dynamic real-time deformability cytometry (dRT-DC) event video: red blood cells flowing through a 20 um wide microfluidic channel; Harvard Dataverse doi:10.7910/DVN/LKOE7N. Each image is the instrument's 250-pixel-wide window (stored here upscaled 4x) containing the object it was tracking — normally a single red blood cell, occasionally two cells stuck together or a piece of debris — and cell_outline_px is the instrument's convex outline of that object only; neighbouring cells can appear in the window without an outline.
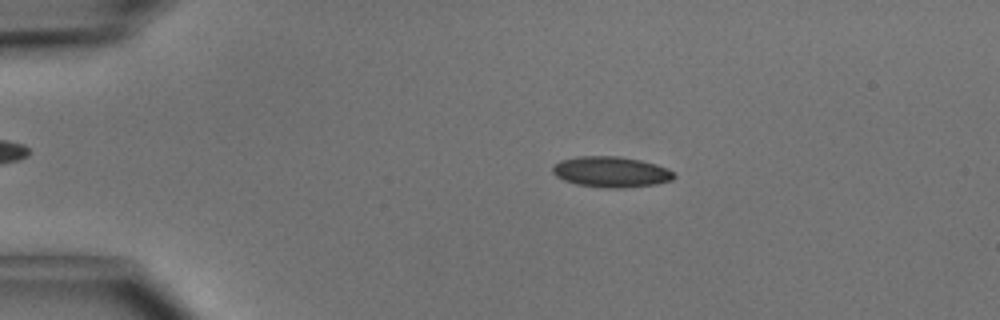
{"species": "common noctule bat (a hibernating species)", "species_latin": "Nyctalus noctula", "temperature_condition": "cold", "stored_images_in_passage": 49, "camera_frame_rate_fps": 3000, "um_per_image_px": 0.085, "animal": {"sex": "male", "body_mass_g": 15.6}, "frame": {"image": 1, "passage_image": 10, "time_ms": 3.0, "image_size_px": [1000, 320], "cell_outline_px": [[676, 176], [672, 180], [656, 184], [624, 188], [604, 188], [576, 184], [564, 180], [556, 176], [552, 172], [552, 168], [560, 160], [580, 156], [620, 156], [640, 160], [656, 164], [668, 168]], "centroid_in_image_um": [51.95, 14.61], "position_along_channel_um": 33.1, "area_um2": 21.79}}
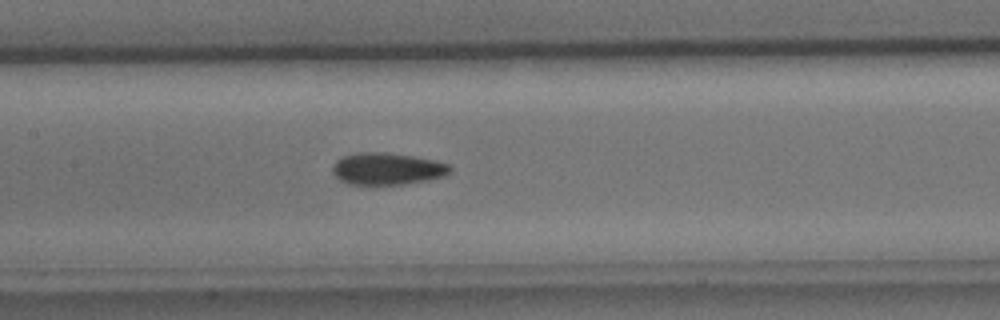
{"frame": {"image": 2, "passage_image": 24, "time_ms": 7.667, "image_size_px": [1000, 320], "cell_outline_px": [[452, 168], [444, 176], [428, 180], [404, 184], [348, 184], [340, 180], [332, 172], [332, 164], [336, 160], [344, 156], [360, 152], [384, 152], [412, 156], [436, 160], [448, 164]], "centroid_in_image_um": [32.89, 14.34], "position_along_channel_um": 174.5, "area_um2": 21.85}}
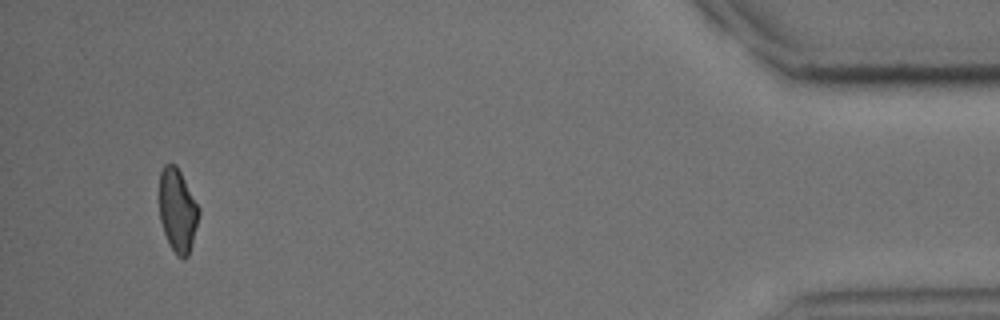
{"frame": {"image": 3, "passage_image": 47, "time_ms": 15.333, "image_size_px": [1000, 320], "cell_outline_px": [[200, 216], [192, 244], [188, 256], [176, 256], [164, 232], [160, 220], [160, 172], [164, 164], [176, 164], [200, 208]], "centroid_in_image_um": [15.11, 17.86], "position_along_channel_um": 420.1, "area_um2": 19.07}, "authors_computed_cell_mechanics": {"area_um2": 20.8658, "velocity_mm_per_s": 4.1009, "shape_relaxation_time_tau1_ms": 5.7109, "shape_relaxation_time_tau2_ms": null, "deformation_change_tau1": 0.1335, "deformation_change_tau2": null}}